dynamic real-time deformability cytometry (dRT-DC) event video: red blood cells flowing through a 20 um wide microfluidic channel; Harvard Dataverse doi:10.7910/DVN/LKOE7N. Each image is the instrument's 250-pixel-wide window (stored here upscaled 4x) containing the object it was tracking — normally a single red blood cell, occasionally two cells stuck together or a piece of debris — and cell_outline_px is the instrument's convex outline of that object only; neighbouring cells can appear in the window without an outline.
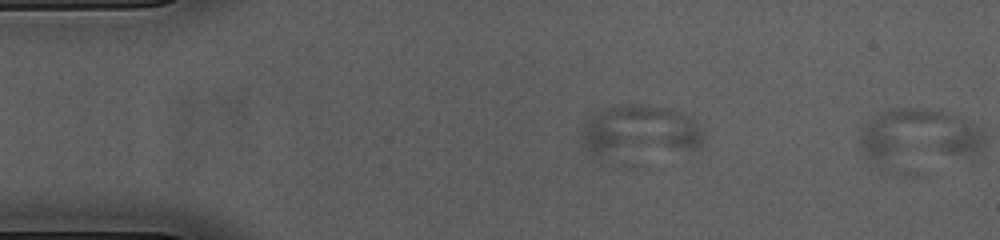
{"species": "common noctule bat (a hibernating species)", "species_latin": "Nyctalus noctula", "temperature_condition": "cold", "stored_images_in_passage": 5, "segment_of_instrument_passage": [2, 2], "camera_frame_rate_fps": 3000, "um_per_image_px": 0.085, "animal": {"sex": "female", "body_mass_g": 23.0, "forearm_length_mm": 53.4}, "frame": {"image": 1, "passage_image": 5, "time_ms": 1.333, "image_size_px": [1000, 240], "cell_outline_px": [[984, 144], [980, 152], [972, 156], [880, 164], [872, 164], [860, 156], [860, 132], [864, 124], [872, 116], [880, 112], [892, 108], [928, 108], [948, 112], [968, 120], [976, 124], [984, 132]], "centroid_in_image_um": [78.05, 11.59], "position_along_channel_um": 6.9, "area_um2": 40.92}}